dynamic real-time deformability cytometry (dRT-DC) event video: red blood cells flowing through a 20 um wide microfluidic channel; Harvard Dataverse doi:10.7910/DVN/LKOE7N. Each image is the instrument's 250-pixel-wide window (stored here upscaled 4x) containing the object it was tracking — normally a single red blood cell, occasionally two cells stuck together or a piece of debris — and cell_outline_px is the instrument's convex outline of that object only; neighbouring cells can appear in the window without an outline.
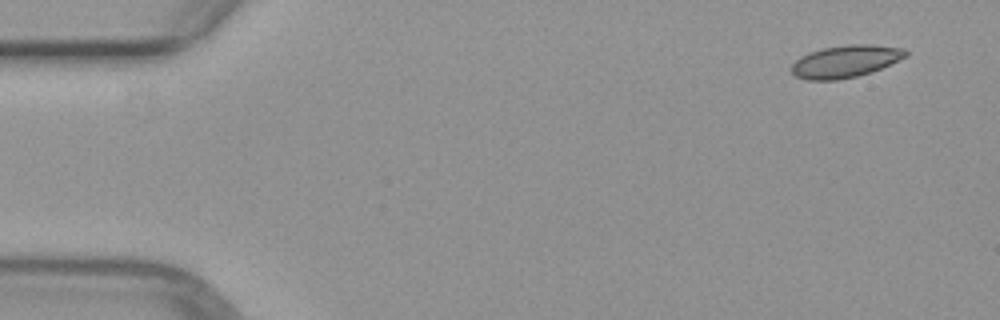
{"species": "common noctule bat (a hibernating species)", "species_latin": "Nyctalus noctula", "temperature_condition": "warm", "stored_images_in_passage": 4, "camera_frame_rate_fps": 3000, "um_per_image_px": 0.085, "animal": {"sex": "female", "body_mass_g": 29.2, "forearm_length_mm": 56.3}, "frame": {"image": 1, "passage_image": 1, "time_ms": 0.0, "image_size_px": [1000, 320], "cell_outline_px": [[908, 56], [880, 68], [856, 76], [836, 80], [808, 80], [796, 76], [792, 72], [792, 64], [800, 56], [808, 52], [824, 48], [848, 44], [872, 44], [904, 48], [908, 52]], "centroid_in_image_um": [71.86, 5.2], "position_along_channel_um": 13.1, "area_um2": 21.33}}
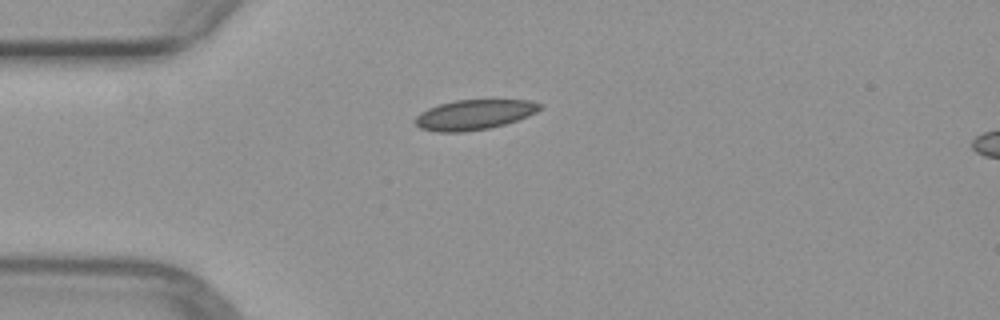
{"frame": {"image": 2, "passage_image": 3, "time_ms": 3.333, "image_size_px": [1000, 320], "cell_outline_px": [[544, 104], [536, 112], [528, 116], [504, 124], [488, 128], [464, 132], [436, 132], [420, 128], [412, 120], [420, 112], [428, 108], [440, 104], [456, 100], [528, 100]], "centroid_in_image_um": [40.27, 9.75], "position_along_channel_um": 44.7, "area_um2": 21.79}}